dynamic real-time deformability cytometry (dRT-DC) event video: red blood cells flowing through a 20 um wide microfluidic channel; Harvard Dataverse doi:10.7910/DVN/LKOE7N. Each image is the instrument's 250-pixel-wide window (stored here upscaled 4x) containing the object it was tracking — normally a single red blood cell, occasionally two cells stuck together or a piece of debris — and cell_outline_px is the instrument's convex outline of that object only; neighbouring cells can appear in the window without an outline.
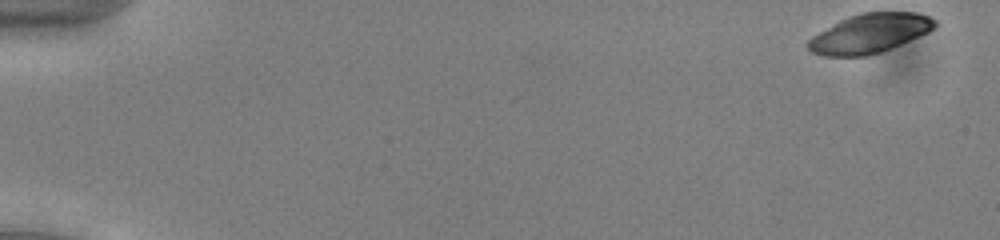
{"species": "common noctule bat (a hibernating species)", "species_latin": "Nyctalus noctula", "temperature_condition": "cold", "stored_images_in_passage": 52, "camera_frame_rate_fps": 3000, "um_per_image_px": 0.085, "animal": {"sex": "male", "body_mass_g": 13.0, "forearm_length_mm": 53.1}, "frame": {"image": 1, "passage_image": 1, "time_ms": 0.0, "image_size_px": [1000, 240], "cell_outline_px": [[936, 24], [928, 32], [900, 44], [880, 52], [864, 56], [824, 56], [812, 52], [804, 44], [812, 36], [840, 20], [848, 16], [860, 12], [916, 12], [928, 16], [936, 20]], "centroid_in_image_um": [73.88, 2.83], "position_along_channel_um": 11.1, "area_um2": 28.78}}
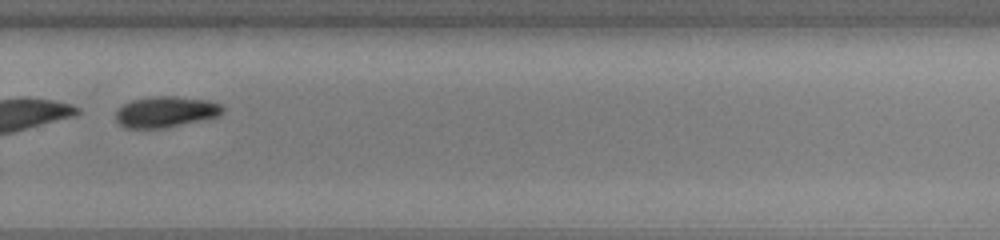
{"frame": {"image": 2, "passage_image": 37, "time_ms": 12.0, "image_size_px": [1000, 240], "cell_outline_px": [[224, 112], [216, 116], [200, 120], [164, 128], [124, 128], [116, 120], [116, 112], [124, 104], [132, 100], [152, 96], [176, 96], [208, 100], [224, 104]], "centroid_in_image_um": [14.1, 9.5], "position_along_channel_um": 315.7, "area_um2": 19.25}}